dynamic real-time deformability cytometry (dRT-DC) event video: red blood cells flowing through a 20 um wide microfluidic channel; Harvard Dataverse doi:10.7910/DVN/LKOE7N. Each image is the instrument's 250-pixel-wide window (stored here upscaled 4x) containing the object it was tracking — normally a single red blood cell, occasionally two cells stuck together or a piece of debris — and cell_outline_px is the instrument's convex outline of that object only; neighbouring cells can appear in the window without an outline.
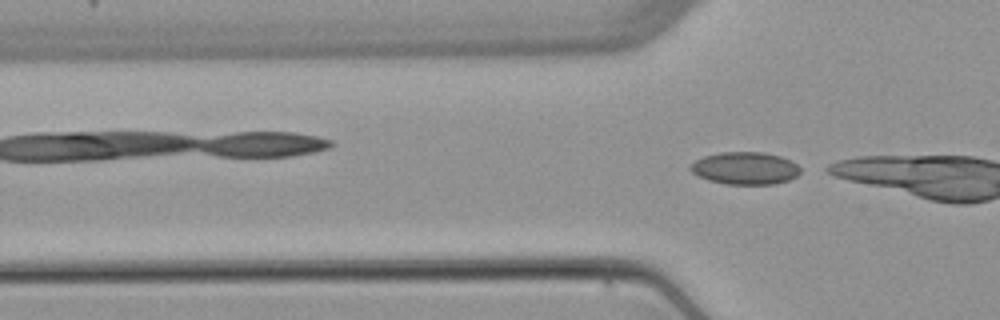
{"species": "common noctule bat (a hibernating species)", "species_latin": "Nyctalus noctula", "temperature_condition": "warm", "stored_images_in_passage": 9, "camera_frame_rate_fps": 3000, "um_per_image_px": 0.085, "animal": {"sex": "female", "body_mass_g": 22.7, "forearm_length_mm": 54.2}, "frame": {"image": 1, "passage_image": 9, "time_ms": 10.333, "image_size_px": [1000, 320], "cell_outline_px": [[800, 172], [796, 176], [788, 180], [772, 184], [728, 184], [708, 180], [696, 176], [688, 168], [688, 164], [704, 156], [720, 152], [764, 152], [780, 156], [796, 164], [800, 168]], "centroid_in_image_um": [63.27, 14.29], "position_along_channel_um": 62.5, "area_um2": 20.81}}